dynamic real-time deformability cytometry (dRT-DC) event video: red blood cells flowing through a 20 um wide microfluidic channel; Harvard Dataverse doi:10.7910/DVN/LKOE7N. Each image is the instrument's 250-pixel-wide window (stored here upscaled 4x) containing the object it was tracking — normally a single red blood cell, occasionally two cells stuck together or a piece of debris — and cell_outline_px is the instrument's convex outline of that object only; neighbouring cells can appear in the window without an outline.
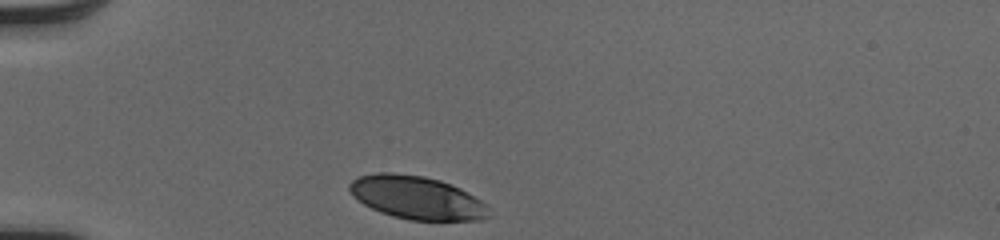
{"species": "human", "species_latin": "Homo sapiens", "temperature_condition": "cold", "stored_images_in_passage": 29, "camera_frame_rate_fps": 3000, "um_per_image_px": 0.085, "donor": {"sex": "male"}, "frame": {"image": 1, "passage_image": 1, "time_ms": 0.0, "image_size_px": [1000, 240], "cell_outline_px": [[488, 216], [480, 220], [408, 220], [392, 216], [380, 212], [364, 204], [352, 196], [348, 188], [348, 184], [352, 180], [360, 176], [376, 172], [392, 172], [424, 176], [440, 180], [452, 184], [460, 188], [488, 204]], "centroid_in_image_um": [35.41, 16.79], "position_along_channel_um": 49.6, "area_um2": 35.2}}
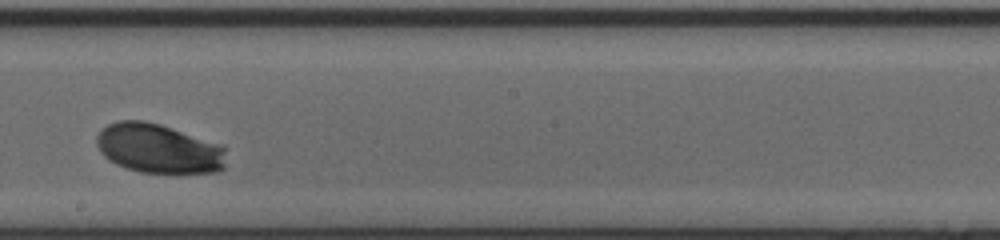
{"frame": {"image": 2, "passage_image": 17, "time_ms": 5.333, "image_size_px": [1000, 240], "cell_outline_px": [[224, 168], [220, 172], [140, 172], [124, 168], [108, 160], [100, 152], [96, 144], [96, 136], [108, 124], [116, 120], [144, 120], [160, 124], [224, 144]], "centroid_in_image_um": [13.47, 12.61], "position_along_channel_um": 234.7, "area_um2": 37.57}}
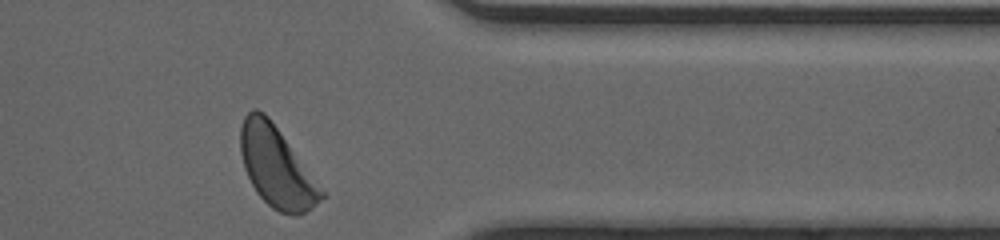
{"frame": {"image": 3, "passage_image": 29, "time_ms": 9.333, "image_size_px": [1000, 240], "cell_outline_px": [[324, 196], [312, 208], [304, 212], [292, 216], [280, 212], [272, 208], [256, 192], [244, 168], [240, 152], [240, 128], [244, 116], [252, 108], [256, 108], [264, 112], [268, 116], [324, 192]], "centroid_in_image_um": [23.45, 14.18], "position_along_channel_um": 387.9, "area_um2": 37.17}, "authors_computed_cell_mechanics": {"area_um2": 36.6452, "velocity_mm_per_s": 4.018, "shape_relaxation_time_tau1_ms": 0.9767, "shape_relaxation_time_tau2_ms": null, "deformation_change_tau1": 0.083, "deformation_change_tau2": null}}